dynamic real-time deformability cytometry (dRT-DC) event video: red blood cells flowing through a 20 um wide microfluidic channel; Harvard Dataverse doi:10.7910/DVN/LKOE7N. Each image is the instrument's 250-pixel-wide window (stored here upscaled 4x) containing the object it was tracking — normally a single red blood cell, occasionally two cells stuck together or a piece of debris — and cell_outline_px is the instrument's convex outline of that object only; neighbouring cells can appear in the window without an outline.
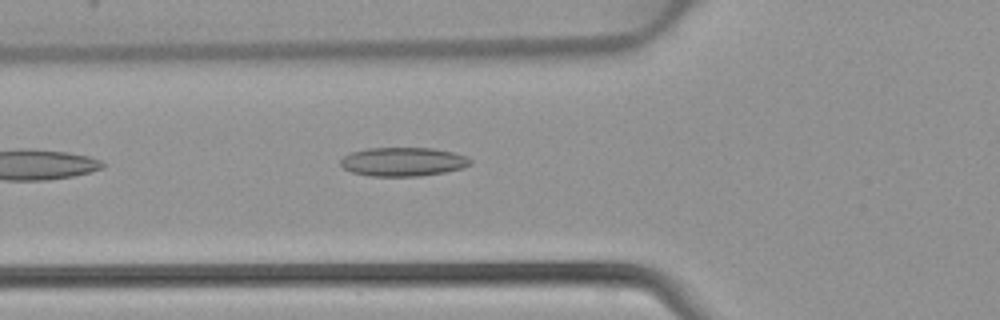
{"species": "common noctule bat (a hibernating species)", "species_latin": "Nyctalus noctula", "temperature_condition": "warm", "stored_images_in_passage": 6, "camera_frame_rate_fps": 3000, "um_per_image_px": 0.085, "animal": {"sex": "female", "body_mass_g": 22.7, "forearm_length_mm": 54.2}, "frame": {"image": 1, "passage_image": 6, "time_ms": 1.667, "image_size_px": [1000, 320], "cell_outline_px": [[472, 164], [464, 168], [444, 172], [420, 176], [368, 176], [352, 172], [344, 168], [340, 164], [340, 160], [344, 156], [352, 152], [368, 148], [432, 148], [452, 152], [468, 156], [472, 160]], "centroid_in_image_um": [34.29, 13.75], "position_along_channel_um": 91.5, "area_um2": 21.91}}